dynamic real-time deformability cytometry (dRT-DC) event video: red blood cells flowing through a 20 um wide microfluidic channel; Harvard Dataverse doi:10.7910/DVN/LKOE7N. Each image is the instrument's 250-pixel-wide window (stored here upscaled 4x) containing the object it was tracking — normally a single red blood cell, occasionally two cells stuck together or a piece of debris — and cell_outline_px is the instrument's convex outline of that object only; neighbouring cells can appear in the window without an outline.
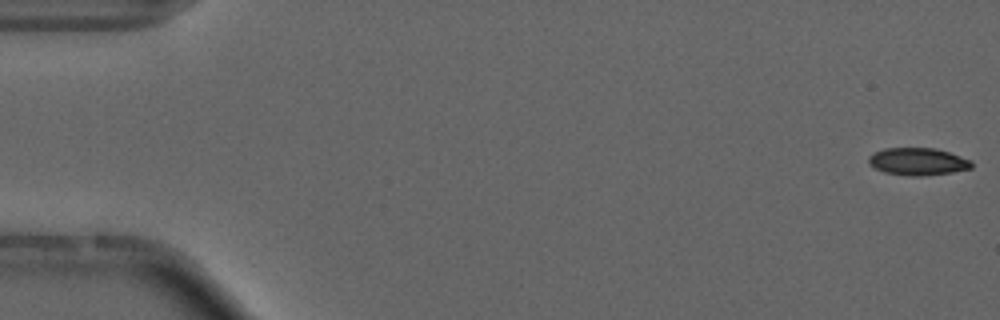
{"species": "common noctule bat (a hibernating species)", "species_latin": "Nyctalus noctula", "temperature_condition": "cold", "stored_images_in_passage": 6, "camera_frame_rate_fps": 3000, "um_per_image_px": 0.085, "animal": {"sex": "male", "forearm_length_mm": 52.5}, "frame": {"image": 1, "passage_image": 1, "time_ms": 0.0, "image_size_px": [1000, 320], "cell_outline_px": [[972, 168], [952, 172], [920, 176], [908, 176], [884, 172], [868, 164], [868, 156], [872, 152], [884, 148], [936, 148], [972, 160]], "centroid_in_image_um": [77.99, 13.72], "position_along_channel_um": 7.0, "area_um2": 16.53}}